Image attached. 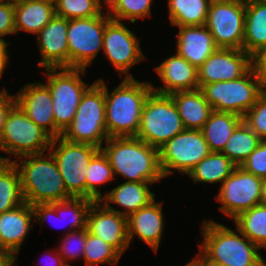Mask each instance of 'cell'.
Instances as JSON below:
<instances>
[{"label": "cell", "mask_w": 266, "mask_h": 266, "mask_svg": "<svg viewBox=\"0 0 266 266\" xmlns=\"http://www.w3.org/2000/svg\"><path fill=\"white\" fill-rule=\"evenodd\" d=\"M47 154L25 155L16 160H11L10 156H0V161L13 162L17 166L21 177L22 195L24 201L30 205L72 198L67 193L54 157L49 151Z\"/></svg>", "instance_id": "1"}, {"label": "cell", "mask_w": 266, "mask_h": 266, "mask_svg": "<svg viewBox=\"0 0 266 266\" xmlns=\"http://www.w3.org/2000/svg\"><path fill=\"white\" fill-rule=\"evenodd\" d=\"M101 150L107 156L114 176L127 182H161L163 174L159 163V149L137 137H111Z\"/></svg>", "instance_id": "2"}, {"label": "cell", "mask_w": 266, "mask_h": 266, "mask_svg": "<svg viewBox=\"0 0 266 266\" xmlns=\"http://www.w3.org/2000/svg\"><path fill=\"white\" fill-rule=\"evenodd\" d=\"M153 91L152 83L124 78L112 92L105 82L106 131L111 137H136L144 103Z\"/></svg>", "instance_id": "3"}, {"label": "cell", "mask_w": 266, "mask_h": 266, "mask_svg": "<svg viewBox=\"0 0 266 266\" xmlns=\"http://www.w3.org/2000/svg\"><path fill=\"white\" fill-rule=\"evenodd\" d=\"M202 222L204 240L199 251L207 259L225 266H266L258 252L260 248L237 228V231L232 230L211 219Z\"/></svg>", "instance_id": "4"}, {"label": "cell", "mask_w": 266, "mask_h": 266, "mask_svg": "<svg viewBox=\"0 0 266 266\" xmlns=\"http://www.w3.org/2000/svg\"><path fill=\"white\" fill-rule=\"evenodd\" d=\"M74 143L94 145L101 149L109 139L105 117V80H95L83 94L73 121L61 134Z\"/></svg>", "instance_id": "5"}, {"label": "cell", "mask_w": 266, "mask_h": 266, "mask_svg": "<svg viewBox=\"0 0 266 266\" xmlns=\"http://www.w3.org/2000/svg\"><path fill=\"white\" fill-rule=\"evenodd\" d=\"M46 85L52 95L55 138L61 136L73 121L83 94L90 87L82 80L83 68H45Z\"/></svg>", "instance_id": "6"}, {"label": "cell", "mask_w": 266, "mask_h": 266, "mask_svg": "<svg viewBox=\"0 0 266 266\" xmlns=\"http://www.w3.org/2000/svg\"><path fill=\"white\" fill-rule=\"evenodd\" d=\"M265 89L266 84L253 68L238 79L214 82L200 88L213 111L233 113L242 118Z\"/></svg>", "instance_id": "7"}, {"label": "cell", "mask_w": 266, "mask_h": 266, "mask_svg": "<svg viewBox=\"0 0 266 266\" xmlns=\"http://www.w3.org/2000/svg\"><path fill=\"white\" fill-rule=\"evenodd\" d=\"M184 129L171 96L152 91L144 103L136 137L159 149Z\"/></svg>", "instance_id": "8"}, {"label": "cell", "mask_w": 266, "mask_h": 266, "mask_svg": "<svg viewBox=\"0 0 266 266\" xmlns=\"http://www.w3.org/2000/svg\"><path fill=\"white\" fill-rule=\"evenodd\" d=\"M100 150L94 145L70 142L61 136L52 139L48 151L54 157L64 186L71 197L86 198L88 166Z\"/></svg>", "instance_id": "9"}, {"label": "cell", "mask_w": 266, "mask_h": 266, "mask_svg": "<svg viewBox=\"0 0 266 266\" xmlns=\"http://www.w3.org/2000/svg\"><path fill=\"white\" fill-rule=\"evenodd\" d=\"M52 139L16 104L6 118L0 137V151L16 158L42 154L49 150Z\"/></svg>", "instance_id": "10"}, {"label": "cell", "mask_w": 266, "mask_h": 266, "mask_svg": "<svg viewBox=\"0 0 266 266\" xmlns=\"http://www.w3.org/2000/svg\"><path fill=\"white\" fill-rule=\"evenodd\" d=\"M111 20L103 11L95 17L68 20L69 68L87 69L103 49L106 24Z\"/></svg>", "instance_id": "11"}, {"label": "cell", "mask_w": 266, "mask_h": 266, "mask_svg": "<svg viewBox=\"0 0 266 266\" xmlns=\"http://www.w3.org/2000/svg\"><path fill=\"white\" fill-rule=\"evenodd\" d=\"M211 153L199 129H184L159 148V163L163 177L178 171L188 173Z\"/></svg>", "instance_id": "12"}, {"label": "cell", "mask_w": 266, "mask_h": 266, "mask_svg": "<svg viewBox=\"0 0 266 266\" xmlns=\"http://www.w3.org/2000/svg\"><path fill=\"white\" fill-rule=\"evenodd\" d=\"M205 26L218 48L243 50L245 0H212Z\"/></svg>", "instance_id": "13"}, {"label": "cell", "mask_w": 266, "mask_h": 266, "mask_svg": "<svg viewBox=\"0 0 266 266\" xmlns=\"http://www.w3.org/2000/svg\"><path fill=\"white\" fill-rule=\"evenodd\" d=\"M262 179L246 172L242 167L234 171L220 185L216 201L219 210L234 219L240 213L261 204Z\"/></svg>", "instance_id": "14"}, {"label": "cell", "mask_w": 266, "mask_h": 266, "mask_svg": "<svg viewBox=\"0 0 266 266\" xmlns=\"http://www.w3.org/2000/svg\"><path fill=\"white\" fill-rule=\"evenodd\" d=\"M102 52L124 78H134L129 70L146 58L140 47V39L122 21L113 19L106 24Z\"/></svg>", "instance_id": "15"}, {"label": "cell", "mask_w": 266, "mask_h": 266, "mask_svg": "<svg viewBox=\"0 0 266 266\" xmlns=\"http://www.w3.org/2000/svg\"><path fill=\"white\" fill-rule=\"evenodd\" d=\"M252 68V56L244 50L217 48L197 68L199 89L206 84L230 81L244 76Z\"/></svg>", "instance_id": "16"}, {"label": "cell", "mask_w": 266, "mask_h": 266, "mask_svg": "<svg viewBox=\"0 0 266 266\" xmlns=\"http://www.w3.org/2000/svg\"><path fill=\"white\" fill-rule=\"evenodd\" d=\"M86 228L89 233L113 246L121 255L130 246L127 217L94 201L87 214Z\"/></svg>", "instance_id": "17"}, {"label": "cell", "mask_w": 266, "mask_h": 266, "mask_svg": "<svg viewBox=\"0 0 266 266\" xmlns=\"http://www.w3.org/2000/svg\"><path fill=\"white\" fill-rule=\"evenodd\" d=\"M68 19L55 15L37 34L41 68H69Z\"/></svg>", "instance_id": "18"}, {"label": "cell", "mask_w": 266, "mask_h": 266, "mask_svg": "<svg viewBox=\"0 0 266 266\" xmlns=\"http://www.w3.org/2000/svg\"><path fill=\"white\" fill-rule=\"evenodd\" d=\"M16 104L39 127L55 138L52 95L49 87L39 82L28 83L15 95Z\"/></svg>", "instance_id": "19"}, {"label": "cell", "mask_w": 266, "mask_h": 266, "mask_svg": "<svg viewBox=\"0 0 266 266\" xmlns=\"http://www.w3.org/2000/svg\"><path fill=\"white\" fill-rule=\"evenodd\" d=\"M155 70L164 84L160 88L152 84L155 93L170 95L179 91L199 89L197 67L177 53L166 58Z\"/></svg>", "instance_id": "20"}, {"label": "cell", "mask_w": 266, "mask_h": 266, "mask_svg": "<svg viewBox=\"0 0 266 266\" xmlns=\"http://www.w3.org/2000/svg\"><path fill=\"white\" fill-rule=\"evenodd\" d=\"M163 201H152L148 206L139 209L127 217L129 245L136 235L155 253L164 234Z\"/></svg>", "instance_id": "21"}, {"label": "cell", "mask_w": 266, "mask_h": 266, "mask_svg": "<svg viewBox=\"0 0 266 266\" xmlns=\"http://www.w3.org/2000/svg\"><path fill=\"white\" fill-rule=\"evenodd\" d=\"M34 220L32 205L24 202L0 214V249L17 257Z\"/></svg>", "instance_id": "22"}, {"label": "cell", "mask_w": 266, "mask_h": 266, "mask_svg": "<svg viewBox=\"0 0 266 266\" xmlns=\"http://www.w3.org/2000/svg\"><path fill=\"white\" fill-rule=\"evenodd\" d=\"M93 202L94 200H89L86 198L72 197L70 199L59 202H52L47 204H35L32 205V209L34 212L33 221H35V223L43 224L44 221H46L47 219L51 220L53 218H56L57 216V219L58 220L60 219L59 221L63 222L66 220L65 218L69 217L70 219H67L69 220L67 225H69L68 230L70 232L80 229H86L87 214Z\"/></svg>", "instance_id": "23"}, {"label": "cell", "mask_w": 266, "mask_h": 266, "mask_svg": "<svg viewBox=\"0 0 266 266\" xmlns=\"http://www.w3.org/2000/svg\"><path fill=\"white\" fill-rule=\"evenodd\" d=\"M177 28L176 53L197 68L217 50L213 36L205 25Z\"/></svg>", "instance_id": "24"}, {"label": "cell", "mask_w": 266, "mask_h": 266, "mask_svg": "<svg viewBox=\"0 0 266 266\" xmlns=\"http://www.w3.org/2000/svg\"><path fill=\"white\" fill-rule=\"evenodd\" d=\"M151 182H123L104 194L99 200L106 208L128 217L130 214L148 206L155 200V193L150 190ZM104 202V203H103ZM114 203L123 211L113 208Z\"/></svg>", "instance_id": "25"}, {"label": "cell", "mask_w": 266, "mask_h": 266, "mask_svg": "<svg viewBox=\"0 0 266 266\" xmlns=\"http://www.w3.org/2000/svg\"><path fill=\"white\" fill-rule=\"evenodd\" d=\"M170 96L177 107L185 129L200 130L213 112L212 106L200 89L179 91Z\"/></svg>", "instance_id": "26"}, {"label": "cell", "mask_w": 266, "mask_h": 266, "mask_svg": "<svg viewBox=\"0 0 266 266\" xmlns=\"http://www.w3.org/2000/svg\"><path fill=\"white\" fill-rule=\"evenodd\" d=\"M55 16V5L44 0H22L14 3L15 31L38 34Z\"/></svg>", "instance_id": "27"}, {"label": "cell", "mask_w": 266, "mask_h": 266, "mask_svg": "<svg viewBox=\"0 0 266 266\" xmlns=\"http://www.w3.org/2000/svg\"><path fill=\"white\" fill-rule=\"evenodd\" d=\"M266 45V1L245 0L243 50L251 56Z\"/></svg>", "instance_id": "28"}, {"label": "cell", "mask_w": 266, "mask_h": 266, "mask_svg": "<svg viewBox=\"0 0 266 266\" xmlns=\"http://www.w3.org/2000/svg\"><path fill=\"white\" fill-rule=\"evenodd\" d=\"M243 118L233 113L213 111L200 129L211 152H221Z\"/></svg>", "instance_id": "29"}, {"label": "cell", "mask_w": 266, "mask_h": 266, "mask_svg": "<svg viewBox=\"0 0 266 266\" xmlns=\"http://www.w3.org/2000/svg\"><path fill=\"white\" fill-rule=\"evenodd\" d=\"M237 166L223 153L211 152L203 158L188 176L195 183H222Z\"/></svg>", "instance_id": "30"}, {"label": "cell", "mask_w": 266, "mask_h": 266, "mask_svg": "<svg viewBox=\"0 0 266 266\" xmlns=\"http://www.w3.org/2000/svg\"><path fill=\"white\" fill-rule=\"evenodd\" d=\"M211 1L212 0H168L170 25H205Z\"/></svg>", "instance_id": "31"}, {"label": "cell", "mask_w": 266, "mask_h": 266, "mask_svg": "<svg viewBox=\"0 0 266 266\" xmlns=\"http://www.w3.org/2000/svg\"><path fill=\"white\" fill-rule=\"evenodd\" d=\"M24 202L17 166L13 162L0 161V214Z\"/></svg>", "instance_id": "32"}, {"label": "cell", "mask_w": 266, "mask_h": 266, "mask_svg": "<svg viewBox=\"0 0 266 266\" xmlns=\"http://www.w3.org/2000/svg\"><path fill=\"white\" fill-rule=\"evenodd\" d=\"M261 141L242 121L233 131L221 153L226 155L237 167H241Z\"/></svg>", "instance_id": "33"}, {"label": "cell", "mask_w": 266, "mask_h": 266, "mask_svg": "<svg viewBox=\"0 0 266 266\" xmlns=\"http://www.w3.org/2000/svg\"><path fill=\"white\" fill-rule=\"evenodd\" d=\"M236 228L260 249L266 248V205L258 204L233 220Z\"/></svg>", "instance_id": "34"}, {"label": "cell", "mask_w": 266, "mask_h": 266, "mask_svg": "<svg viewBox=\"0 0 266 266\" xmlns=\"http://www.w3.org/2000/svg\"><path fill=\"white\" fill-rule=\"evenodd\" d=\"M114 178L113 168L107 156L100 150L90 161L86 175V199L99 201L103 193L98 189L104 183H111Z\"/></svg>", "instance_id": "35"}, {"label": "cell", "mask_w": 266, "mask_h": 266, "mask_svg": "<svg viewBox=\"0 0 266 266\" xmlns=\"http://www.w3.org/2000/svg\"><path fill=\"white\" fill-rule=\"evenodd\" d=\"M153 0H105V7L111 19L129 20L134 24L137 19L151 16Z\"/></svg>", "instance_id": "36"}, {"label": "cell", "mask_w": 266, "mask_h": 266, "mask_svg": "<svg viewBox=\"0 0 266 266\" xmlns=\"http://www.w3.org/2000/svg\"><path fill=\"white\" fill-rule=\"evenodd\" d=\"M121 256L122 255L113 246L89 233L86 228V245L83 256L85 266L105 263L114 266L119 263Z\"/></svg>", "instance_id": "37"}, {"label": "cell", "mask_w": 266, "mask_h": 266, "mask_svg": "<svg viewBox=\"0 0 266 266\" xmlns=\"http://www.w3.org/2000/svg\"><path fill=\"white\" fill-rule=\"evenodd\" d=\"M103 2L105 0H59L55 4V15L68 20L95 17L106 9Z\"/></svg>", "instance_id": "38"}, {"label": "cell", "mask_w": 266, "mask_h": 266, "mask_svg": "<svg viewBox=\"0 0 266 266\" xmlns=\"http://www.w3.org/2000/svg\"><path fill=\"white\" fill-rule=\"evenodd\" d=\"M57 250L66 266H71V260L81 259L84 256L86 245V229L66 232Z\"/></svg>", "instance_id": "39"}, {"label": "cell", "mask_w": 266, "mask_h": 266, "mask_svg": "<svg viewBox=\"0 0 266 266\" xmlns=\"http://www.w3.org/2000/svg\"><path fill=\"white\" fill-rule=\"evenodd\" d=\"M243 121L261 140H266V89L245 113Z\"/></svg>", "instance_id": "40"}, {"label": "cell", "mask_w": 266, "mask_h": 266, "mask_svg": "<svg viewBox=\"0 0 266 266\" xmlns=\"http://www.w3.org/2000/svg\"><path fill=\"white\" fill-rule=\"evenodd\" d=\"M241 167L261 179L266 178V140L261 141Z\"/></svg>", "instance_id": "41"}, {"label": "cell", "mask_w": 266, "mask_h": 266, "mask_svg": "<svg viewBox=\"0 0 266 266\" xmlns=\"http://www.w3.org/2000/svg\"><path fill=\"white\" fill-rule=\"evenodd\" d=\"M16 34L14 3L9 0H0V40H4L6 35Z\"/></svg>", "instance_id": "42"}, {"label": "cell", "mask_w": 266, "mask_h": 266, "mask_svg": "<svg viewBox=\"0 0 266 266\" xmlns=\"http://www.w3.org/2000/svg\"><path fill=\"white\" fill-rule=\"evenodd\" d=\"M15 105V95H10L5 88H3L2 91L0 90V137L4 129L6 118Z\"/></svg>", "instance_id": "43"}, {"label": "cell", "mask_w": 266, "mask_h": 266, "mask_svg": "<svg viewBox=\"0 0 266 266\" xmlns=\"http://www.w3.org/2000/svg\"><path fill=\"white\" fill-rule=\"evenodd\" d=\"M252 68L266 84V45L252 55Z\"/></svg>", "instance_id": "44"}, {"label": "cell", "mask_w": 266, "mask_h": 266, "mask_svg": "<svg viewBox=\"0 0 266 266\" xmlns=\"http://www.w3.org/2000/svg\"><path fill=\"white\" fill-rule=\"evenodd\" d=\"M10 43L0 40V78L3 76V73L8 66L9 53L7 48Z\"/></svg>", "instance_id": "45"}, {"label": "cell", "mask_w": 266, "mask_h": 266, "mask_svg": "<svg viewBox=\"0 0 266 266\" xmlns=\"http://www.w3.org/2000/svg\"><path fill=\"white\" fill-rule=\"evenodd\" d=\"M196 266H225L223 264L210 261L201 252L196 254V257L191 260Z\"/></svg>", "instance_id": "46"}, {"label": "cell", "mask_w": 266, "mask_h": 266, "mask_svg": "<svg viewBox=\"0 0 266 266\" xmlns=\"http://www.w3.org/2000/svg\"><path fill=\"white\" fill-rule=\"evenodd\" d=\"M16 259L12 253L0 249V266H13Z\"/></svg>", "instance_id": "47"}, {"label": "cell", "mask_w": 266, "mask_h": 266, "mask_svg": "<svg viewBox=\"0 0 266 266\" xmlns=\"http://www.w3.org/2000/svg\"><path fill=\"white\" fill-rule=\"evenodd\" d=\"M52 251H54V253L52 252L51 253L52 255H50L51 257L50 256L48 257L49 260H48V258H46L48 260V262H46L44 266H66V264L64 263L62 257L58 254L57 250L55 252V250L52 249Z\"/></svg>", "instance_id": "48"}, {"label": "cell", "mask_w": 266, "mask_h": 266, "mask_svg": "<svg viewBox=\"0 0 266 266\" xmlns=\"http://www.w3.org/2000/svg\"><path fill=\"white\" fill-rule=\"evenodd\" d=\"M261 204L266 205V178L262 179Z\"/></svg>", "instance_id": "49"}, {"label": "cell", "mask_w": 266, "mask_h": 266, "mask_svg": "<svg viewBox=\"0 0 266 266\" xmlns=\"http://www.w3.org/2000/svg\"><path fill=\"white\" fill-rule=\"evenodd\" d=\"M44 1L52 3L55 5L59 0H44Z\"/></svg>", "instance_id": "50"}, {"label": "cell", "mask_w": 266, "mask_h": 266, "mask_svg": "<svg viewBox=\"0 0 266 266\" xmlns=\"http://www.w3.org/2000/svg\"><path fill=\"white\" fill-rule=\"evenodd\" d=\"M185 266H196L192 261H190L189 263H187Z\"/></svg>", "instance_id": "51"}, {"label": "cell", "mask_w": 266, "mask_h": 266, "mask_svg": "<svg viewBox=\"0 0 266 266\" xmlns=\"http://www.w3.org/2000/svg\"><path fill=\"white\" fill-rule=\"evenodd\" d=\"M9 1L15 3V2H18V1H22V0H9Z\"/></svg>", "instance_id": "52"}, {"label": "cell", "mask_w": 266, "mask_h": 266, "mask_svg": "<svg viewBox=\"0 0 266 266\" xmlns=\"http://www.w3.org/2000/svg\"><path fill=\"white\" fill-rule=\"evenodd\" d=\"M250 1H266V0H250Z\"/></svg>", "instance_id": "53"}]
</instances>
